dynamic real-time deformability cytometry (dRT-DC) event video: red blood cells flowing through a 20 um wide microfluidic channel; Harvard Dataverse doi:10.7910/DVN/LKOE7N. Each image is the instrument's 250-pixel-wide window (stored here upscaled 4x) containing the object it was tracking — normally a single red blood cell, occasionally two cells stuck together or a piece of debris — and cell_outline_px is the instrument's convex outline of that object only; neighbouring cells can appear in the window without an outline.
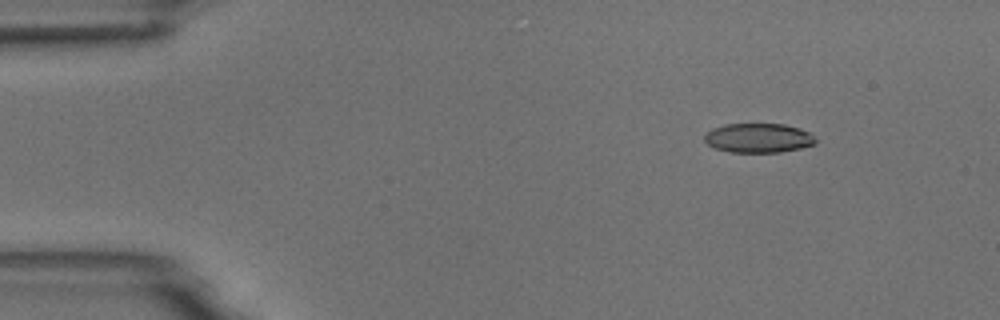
{"species": "common noctule bat (a hibernating species)", "species_latin": "Nyctalus noctula", "temperature_condition": "room temperature", "stored_images_in_passage": 6, "camera_frame_rate_fps": 3000, "um_per_image_px": 0.085, "animal": {"sex": "male", "body_mass_g": 18.8}, "frame": {"image": 1, "passage_image": 2, "time_ms": 1.333, "image_size_px": [1000, 320], "cell_outline_px": [[816, 144], [800, 148], [780, 152], [728, 152], [716, 148], [708, 144], [704, 140], [704, 136], [712, 128], [724, 124], [784, 124], [800, 128], [808, 132], [816, 140]], "centroid_in_image_um": [64.46, 11.73], "position_along_channel_um": 20.5, "area_um2": 18.96}}